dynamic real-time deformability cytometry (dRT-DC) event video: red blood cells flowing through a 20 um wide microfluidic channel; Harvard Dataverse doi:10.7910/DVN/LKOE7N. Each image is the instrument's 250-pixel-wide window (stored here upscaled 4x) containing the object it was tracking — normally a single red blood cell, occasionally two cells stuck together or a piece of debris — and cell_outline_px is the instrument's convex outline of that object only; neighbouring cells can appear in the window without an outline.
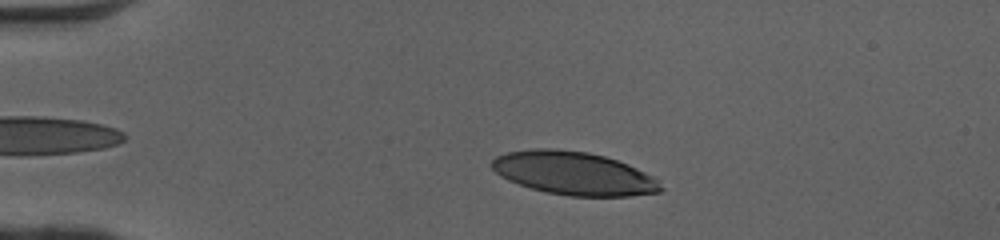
{"species": "human", "species_latin": "Homo sapiens", "temperature_condition": "cold", "stored_images_in_passage": 39, "camera_frame_rate_fps": 3000, "um_per_image_px": 0.085, "donor": {"sex": "female"}, "frame": {"image": 1, "passage_image": 9, "time_ms": 2.667, "image_size_px": [1000, 240], "cell_outline_px": [[664, 188], [660, 192], [628, 196], [568, 196], [548, 192], [532, 188], [508, 180], [500, 176], [488, 164], [496, 156], [508, 152], [532, 148], [556, 148], [588, 152], [604, 156], [628, 164], [652, 176]], "centroid_in_image_um": [48.74, 14.72], "position_along_channel_um": 36.3, "area_um2": 42.48}}
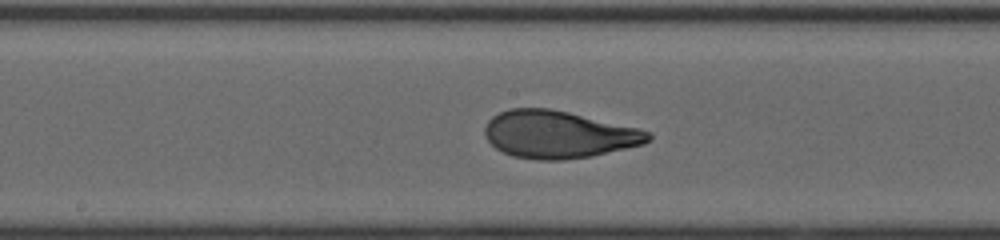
{"frame": {"image": 2, "passage_image": 25, "time_ms": 8.0, "image_size_px": [1000, 240], "cell_outline_px": [[652, 140], [644, 144], [592, 156], [564, 160], [536, 160], [512, 156], [496, 148], [488, 140], [484, 132], [484, 128], [488, 120], [492, 116], [500, 112], [512, 108], [548, 108], [568, 112], [640, 128], [652, 132]], "centroid_in_image_um": [47.5, 11.43], "position_along_channel_um": 200.7, "area_um2": 45.32}}
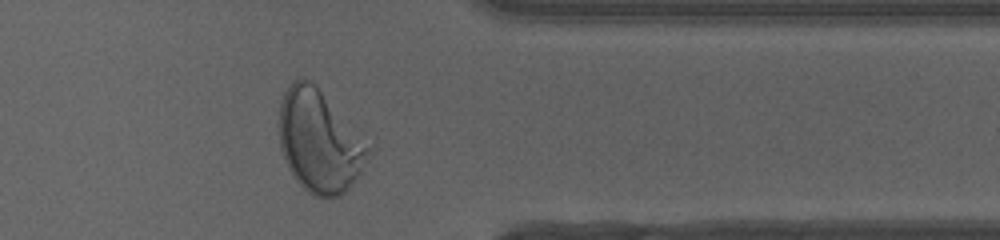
{"frame": {"image": 3, "passage_image": 39, "time_ms": 12.667, "image_size_px": [1000, 240], "cell_outline_px": [[372, 148], [360, 172], [348, 188], [340, 196], [316, 196], [308, 192], [296, 180], [288, 168], [284, 160], [280, 148], [276, 124], [280, 100], [288, 84], [292, 80], [312, 80], [316, 84]], "centroid_in_image_um": [27.08, 11.96], "position_along_channel_um": 384.3, "area_um2": 53.29}, "authors_computed_cell_mechanics": {"area_um2": 44.2748, "velocity_mm_per_s": 4.0856, "shape_relaxation_time_tau1_ms": 4.9369, "shape_relaxation_time_tau2_ms": 0.7322, "deformation_change_tau1": 0.2475, "deformation_change_tau2": 0.0681}}